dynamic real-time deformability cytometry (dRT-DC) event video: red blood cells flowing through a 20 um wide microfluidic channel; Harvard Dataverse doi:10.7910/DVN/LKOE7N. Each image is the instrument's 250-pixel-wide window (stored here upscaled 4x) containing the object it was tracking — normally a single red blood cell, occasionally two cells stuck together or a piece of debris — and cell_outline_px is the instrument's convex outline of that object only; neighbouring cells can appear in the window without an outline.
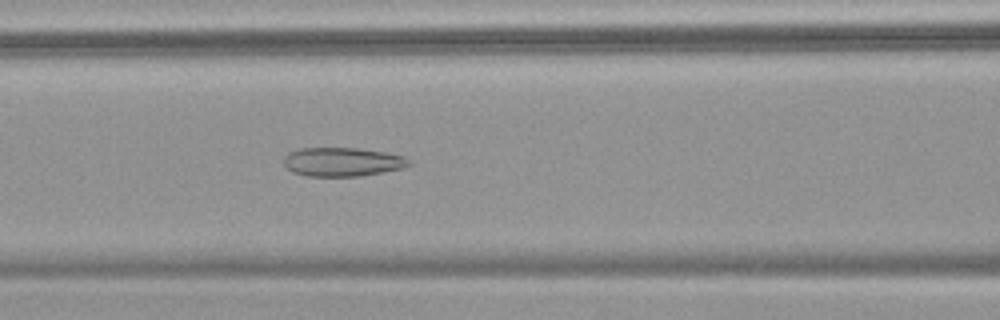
{"species": "common noctule bat (a hibernating species)", "species_latin": "Nyctalus noctula", "temperature_condition": "warm", "stored_images_in_passage": 56, "camera_frame_rate_fps": 3000, "um_per_image_px": 0.085, "animal": {"sex": "female", "body_mass_g": 18.4}, "frame": {"image": 1, "passage_image": 25, "time_ms": 8.0, "image_size_px": [1000, 320], "cell_outline_px": [[412, 164], [404, 168], [360, 176], [308, 176], [292, 172], [284, 164], [284, 156], [288, 152], [296, 148], [356, 148], [388, 152], [404, 156], [412, 160]], "centroid_in_image_um": [29.13, 13.75], "position_along_channel_um": 137.5, "area_um2": 21.33}}
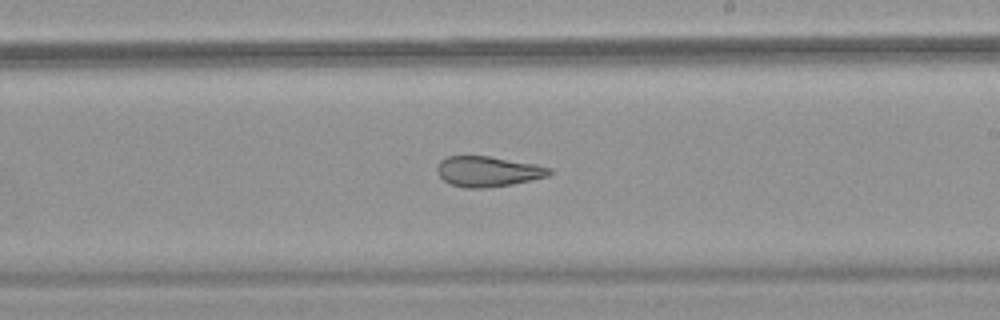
{"frame": {"image": 2, "passage_image": 34, "time_ms": 11.0, "image_size_px": [1000, 320], "cell_outline_px": [[556, 172], [548, 176], [532, 180], [512, 184], [484, 188], [464, 188], [452, 184], [444, 180], [436, 172], [436, 168], [440, 160], [448, 156], [488, 156], [536, 164], [552, 168]], "centroid_in_image_um": [41.51, 14.57], "position_along_channel_um": 247.5, "area_um2": 20.0}}
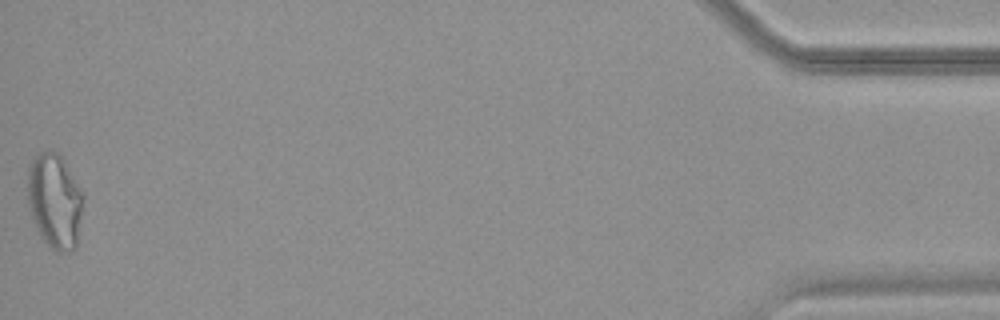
{"frame": {"image": 3, "passage_image": 56, "time_ms": 18.333, "image_size_px": [1000, 320], "cell_outline_px": [[84, 196], [76, 248], [64, 252], [60, 252], [52, 248], [40, 236], [32, 220], [28, 204], [28, 164], [40, 152], [48, 148], [52, 148], [64, 160], [84, 192]], "centroid_in_image_um": [4.65, 17.04], "position_along_channel_um": 430.5, "area_um2": 31.1}, "authors_computed_cell_mechanics": {"area_um2": 26.1834, "velocity_mm_per_s": 3.6866, "shape_relaxation_time_tau1_ms": null, "shape_relaxation_time_tau2_ms": 2.0961, "deformation_change_tau1": null, "deformation_change_tau2": 0.1142}}